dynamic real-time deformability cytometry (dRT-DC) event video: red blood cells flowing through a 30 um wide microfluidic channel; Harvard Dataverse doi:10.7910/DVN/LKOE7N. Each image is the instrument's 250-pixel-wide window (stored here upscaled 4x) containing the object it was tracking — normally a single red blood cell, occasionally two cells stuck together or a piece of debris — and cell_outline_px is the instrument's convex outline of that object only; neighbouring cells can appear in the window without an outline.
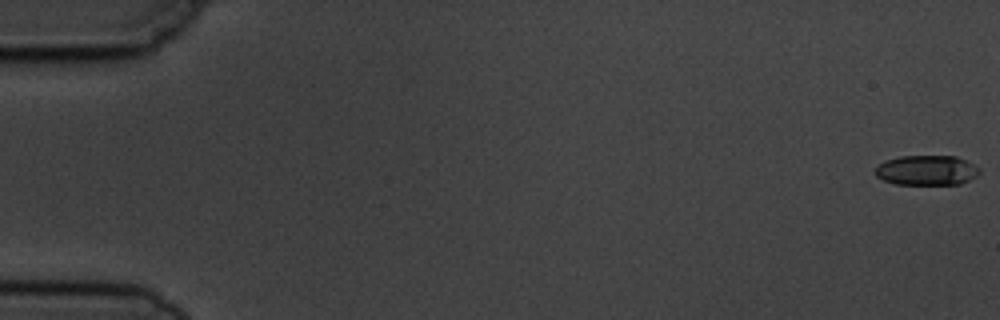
{"species": "common noctule bat (a hibernating species)", "species_latin": "Nyctalus noctula", "temperature_condition": "cold", "stored_images_in_passage": 9, "camera_frame_rate_fps": 3000, "um_per_image_px": 0.085, "animal": {"sex": "male", "body_mass_g": 19.5, "forearm_length_mm": 54.6}, "frame": {"image": 1, "passage_image": 1, "time_ms": 0.0, "image_size_px": [1000, 320], "cell_outline_px": [[980, 172], [976, 176], [960, 184], [896, 184], [884, 180], [876, 176], [872, 172], [880, 164], [888, 160], [900, 156], [956, 156], [968, 160], [980, 168]], "centroid_in_image_um": [78.79, 14.47], "position_along_channel_um": 6.2, "area_um2": 18.21}}
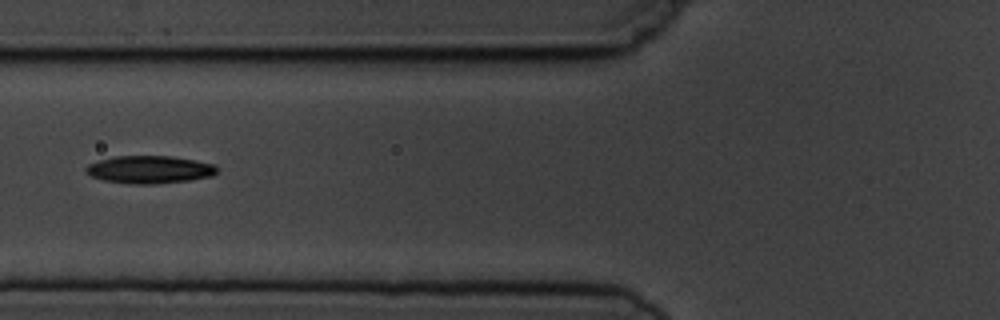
{"frame": {"image": 2, "passage_image": 7, "time_ms": 7.0, "image_size_px": [1000, 320], "cell_outline_px": [[216, 172], [212, 176], [188, 180], [152, 184], [132, 184], [104, 180], [92, 176], [84, 172], [84, 168], [88, 164], [100, 160], [116, 156], [172, 156], [196, 160], [216, 164]], "centroid_in_image_um": [12.7, 14.4], "position_along_channel_um": 113.1, "area_um2": 21.1}}
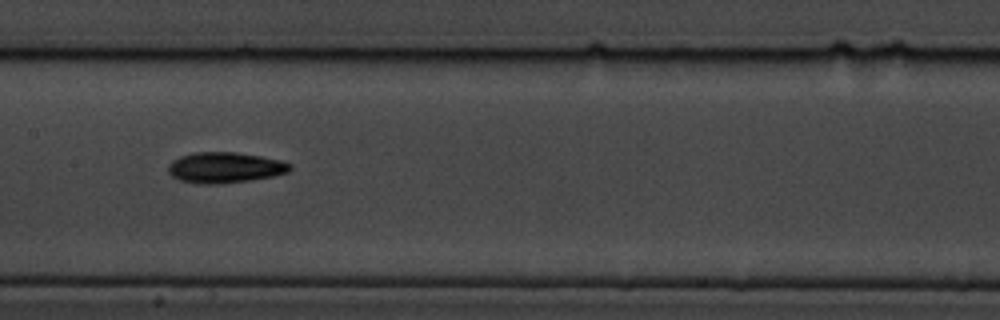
{"frame": {"image": 3, "passage_image": 9, "time_ms": 9.0, "image_size_px": [1000, 320], "cell_outline_px": [[292, 168], [288, 172], [272, 176], [252, 180], [220, 184], [200, 184], [180, 180], [172, 176], [168, 172], [168, 164], [172, 160], [180, 156], [196, 152], [236, 152], [260, 156], [280, 160], [292, 164]], "centroid_in_image_um": [19.11, 14.24], "position_along_channel_um": 188.3, "area_um2": 21.91}}